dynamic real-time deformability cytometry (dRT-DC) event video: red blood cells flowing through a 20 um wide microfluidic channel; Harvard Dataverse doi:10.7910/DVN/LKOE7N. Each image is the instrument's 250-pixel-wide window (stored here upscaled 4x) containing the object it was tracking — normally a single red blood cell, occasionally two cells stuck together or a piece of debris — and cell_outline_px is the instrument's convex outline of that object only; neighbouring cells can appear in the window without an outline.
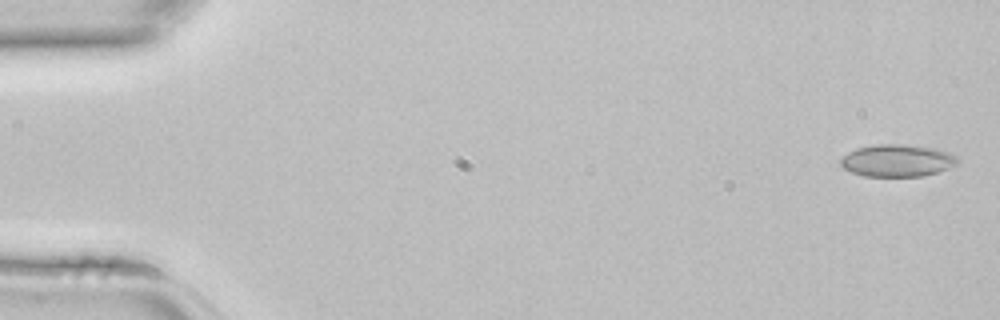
{"species": "common noctule bat (a hibernating species)", "species_latin": "Nyctalus noctula", "temperature_condition": "room temperature", "stored_images_in_passage": 8, "camera_frame_rate_fps": 3000, "um_per_image_px": 0.085, "animal": {"sex": "female", "body_mass_g": 22.7, "forearm_length_mm": 54.2}, "frame": {"image": 1, "passage_image": 1, "time_ms": 0.0, "image_size_px": [1000, 320], "cell_outline_px": [[960, 160], [956, 164], [940, 172], [924, 176], [864, 176], [852, 172], [844, 168], [840, 164], [840, 160], [848, 152], [856, 148], [876, 144], [904, 144], [936, 148], [948, 152], [956, 156]], "centroid_in_image_um": [76.29, 13.64], "position_along_channel_um": 8.7, "area_um2": 22.08}}